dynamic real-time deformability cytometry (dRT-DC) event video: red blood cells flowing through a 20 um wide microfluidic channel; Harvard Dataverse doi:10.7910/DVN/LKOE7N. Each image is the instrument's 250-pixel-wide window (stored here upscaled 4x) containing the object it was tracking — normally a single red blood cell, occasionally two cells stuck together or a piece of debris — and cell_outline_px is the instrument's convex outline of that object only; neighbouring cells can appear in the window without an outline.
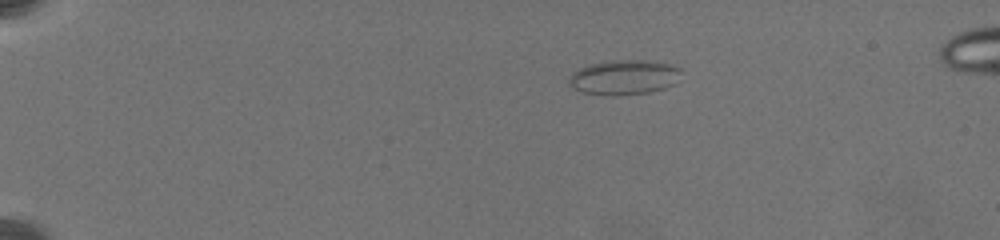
{"species": "common noctule bat (a hibernating species)", "species_latin": "Nyctalus noctula", "temperature_condition": "warm", "stored_images_in_passage": 12, "camera_frame_rate_fps": 3000, "um_per_image_px": 0.085, "animal": {"sex": "female", "body_mass_g": 19.5, "forearm_length_mm": 54.1}, "frame": {"image": 1, "passage_image": 1, "time_ms": 0.0, "image_size_px": [1000, 240], "cell_outline_px": [[680, 72], [676, 84], [664, 88], [648, 92], [616, 96], [584, 92], [572, 88], [568, 84], [568, 80], [572, 72], [580, 68], [592, 64], [612, 60], [640, 60], [668, 64], [680, 68]], "centroid_in_image_um": [53.03, 6.58], "position_along_channel_um": 32.0, "area_um2": 22.54}}